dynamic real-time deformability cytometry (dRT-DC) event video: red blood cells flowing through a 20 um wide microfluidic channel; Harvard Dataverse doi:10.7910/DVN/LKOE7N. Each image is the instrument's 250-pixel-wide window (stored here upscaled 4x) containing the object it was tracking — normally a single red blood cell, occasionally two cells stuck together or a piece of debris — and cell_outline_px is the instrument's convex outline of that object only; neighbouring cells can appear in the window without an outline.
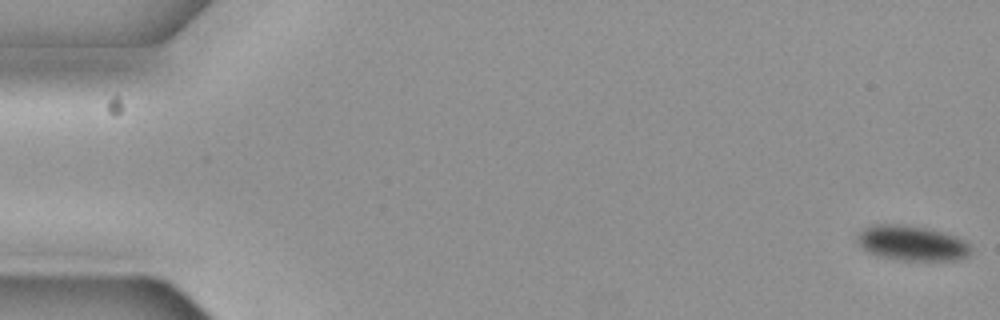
{"species": "common noctule bat (a hibernating species)", "species_latin": "Nyctalus noctula", "temperature_condition": "cold", "stored_images_in_passage": 18, "camera_frame_rate_fps": 3000, "um_per_image_px": 0.085, "animal": {"sex": "female", "body_mass_g": 19.3, "forearm_length_mm": 54.1}, "frame": {"image": 1, "passage_image": 1, "time_ms": 0.0, "image_size_px": [1000, 320], "cell_outline_px": [[972, 248], [968, 256], [956, 260], [900, 260], [880, 256], [864, 248], [860, 244], [856, 236], [860, 228], [868, 224], [904, 224], [932, 228], [956, 236], [964, 240]], "centroid_in_image_um": [77.51, 20.63], "position_along_channel_um": 7.5, "area_um2": 23.47}}
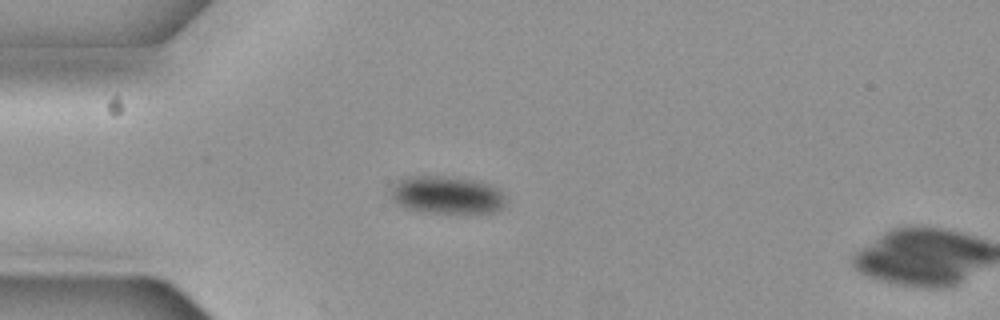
{"frame": {"image": 2, "passage_image": 16, "time_ms": 5.0, "image_size_px": [1000, 320], "cell_outline_px": [[504, 204], [500, 208], [492, 212], [420, 212], [408, 208], [400, 204], [392, 196], [392, 188], [400, 180], [412, 176], [444, 176], [480, 180], [500, 188], [504, 196]], "centroid_in_image_um": [38.04, 16.55], "position_along_channel_um": 47.0, "area_um2": 24.85}}